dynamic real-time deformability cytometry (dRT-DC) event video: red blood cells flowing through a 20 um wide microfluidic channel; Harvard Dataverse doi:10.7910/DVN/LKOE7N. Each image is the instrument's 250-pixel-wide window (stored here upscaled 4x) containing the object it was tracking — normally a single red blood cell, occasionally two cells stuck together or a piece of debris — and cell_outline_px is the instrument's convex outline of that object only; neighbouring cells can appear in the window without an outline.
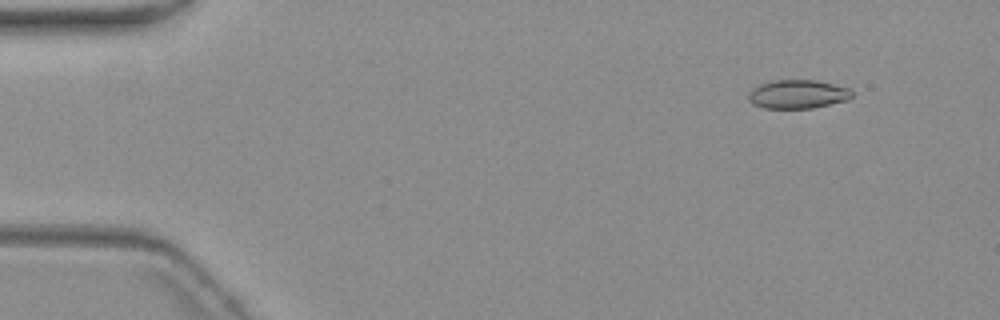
{"species": "common noctule bat (a hibernating species)", "species_latin": "Nyctalus noctula", "temperature_condition": "warm", "stored_images_in_passage": 5, "camera_frame_rate_fps": 3000, "um_per_image_px": 0.085, "animal": {"sex": "female", "body_mass_g": 19.3, "forearm_length_mm": 54.1}, "frame": {"image": 1, "passage_image": 1, "time_ms": 0.0, "image_size_px": [1000, 320], "cell_outline_px": [[852, 96], [848, 100], [812, 108], [764, 108], [752, 104], [748, 100], [748, 96], [752, 88], [760, 84], [776, 80], [816, 80], [848, 88], [852, 92]], "centroid_in_image_um": [67.78, 8.01], "position_along_channel_um": 17.2, "area_um2": 17.22}}
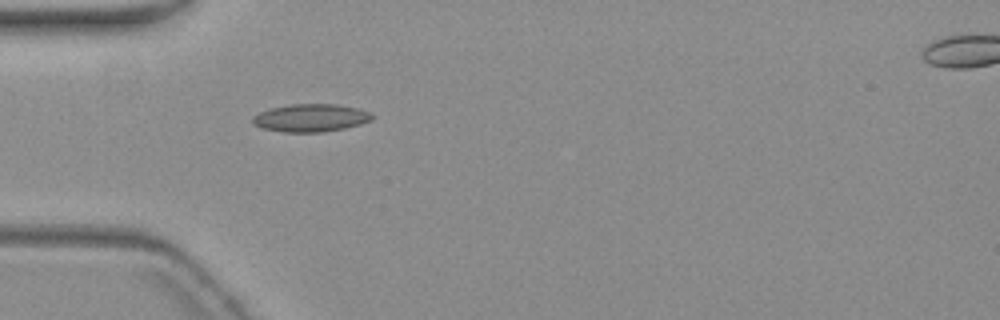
{"frame": {"image": 2, "passage_image": 4, "time_ms": 4.0, "image_size_px": [1000, 320], "cell_outline_px": [[372, 120], [360, 124], [344, 128], [320, 132], [284, 132], [260, 128], [252, 124], [252, 116], [260, 112], [272, 108], [292, 104], [336, 104], [356, 108], [372, 112]], "centroid_in_image_um": [26.39, 10.02], "position_along_channel_um": 58.6, "area_um2": 19.31}}